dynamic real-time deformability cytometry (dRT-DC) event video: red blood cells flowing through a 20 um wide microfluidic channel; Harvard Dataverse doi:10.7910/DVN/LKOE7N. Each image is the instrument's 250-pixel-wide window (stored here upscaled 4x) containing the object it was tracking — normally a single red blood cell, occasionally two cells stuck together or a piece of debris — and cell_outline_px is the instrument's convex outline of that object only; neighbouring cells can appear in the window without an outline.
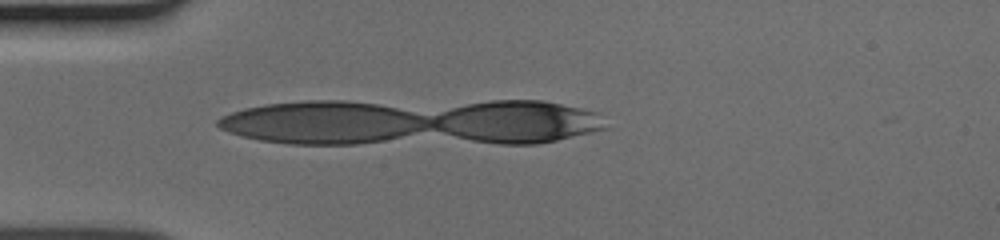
{"species": "human", "species_latin": "Homo sapiens", "temperature_condition": "cold", "stored_images_in_passage": 6, "segment_of_instrument_passage": [2, 2], "camera_frame_rate_fps": 3000, "um_per_image_px": 0.085, "donor": {"sex": "male"}, "frame": {"image": 1, "passage_image": 6, "time_ms": 1.667, "image_size_px": [1000, 240], "cell_outline_px": [[560, 136], [548, 140], [484, 140], [480, 104], [552, 104], [560, 108]], "centroid_in_image_um": [44.24, 10.35], "position_along_channel_um": 40.8, "area_um2": 20.0}}